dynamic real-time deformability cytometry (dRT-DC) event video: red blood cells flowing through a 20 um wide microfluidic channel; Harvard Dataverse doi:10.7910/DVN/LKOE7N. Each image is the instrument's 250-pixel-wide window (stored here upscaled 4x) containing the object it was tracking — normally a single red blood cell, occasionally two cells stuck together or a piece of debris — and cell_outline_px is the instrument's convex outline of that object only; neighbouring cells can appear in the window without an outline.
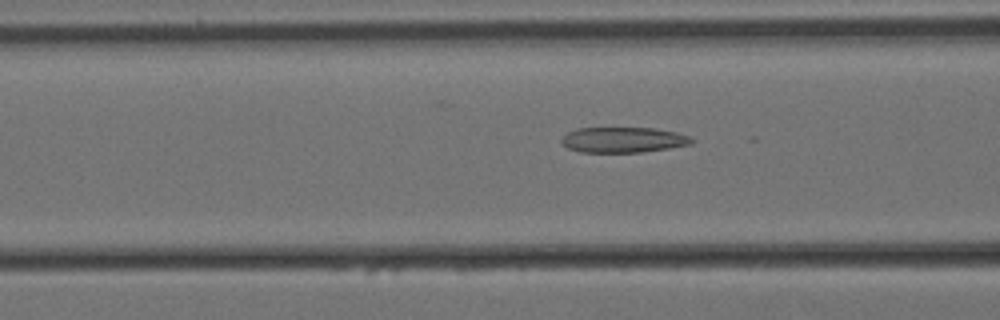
{"species": "Egyptian fruit bat (a non-hibernating species)", "species_latin": "Rousettus aegyptiacus", "temperature_condition": "cold", "stored_images_in_passage": 25, "camera_frame_rate_fps": 3000, "um_per_image_px": 0.085, "animal": {"sex": "female"}, "frame": {"image": 1, "passage_image": 11, "time_ms": 3.333, "image_size_px": [1000, 320], "cell_outline_px": [[696, 140], [692, 144], [668, 148], [640, 152], [580, 152], [568, 148], [560, 144], [560, 140], [568, 132], [576, 128], [656, 128], [676, 132], [688, 136]], "centroid_in_image_um": [52.96, 11.88], "position_along_channel_um": 113.6, "area_um2": 19.36}}
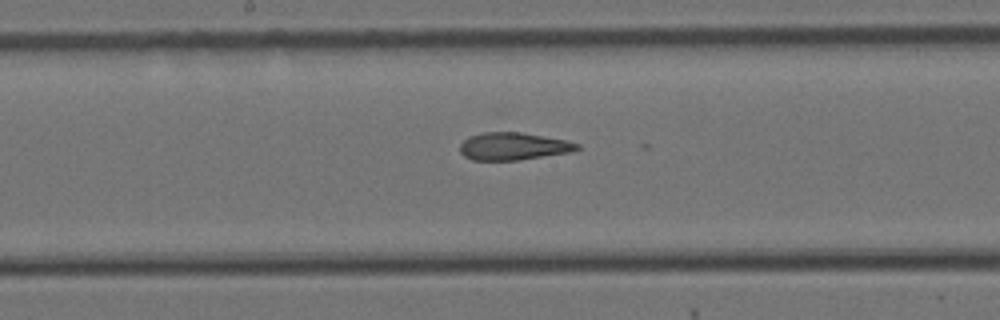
{"frame": {"image": 2, "passage_image": 19, "time_ms": 6.0, "image_size_px": [1000, 320], "cell_outline_px": [[580, 148], [572, 152], [516, 160], [472, 160], [464, 156], [460, 152], [460, 144], [468, 136], [484, 132], [520, 132], [568, 140], [580, 144]], "centroid_in_image_um": [43.64, 12.43], "position_along_channel_um": 204.6, "area_um2": 18.84}}
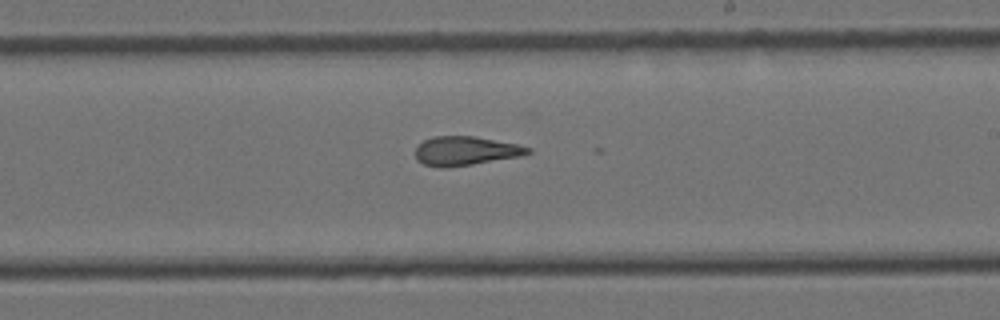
{"frame": {"image": 3, "passage_image": 23, "time_ms": 7.333, "image_size_px": [1000, 320], "cell_outline_px": [[532, 152], [520, 156], [472, 164], [444, 168], [440, 168], [424, 164], [416, 160], [416, 148], [424, 140], [432, 136], [472, 136], [516, 144], [532, 148]], "centroid_in_image_um": [39.55, 12.83], "position_along_channel_um": 249.5, "area_um2": 18.84}}